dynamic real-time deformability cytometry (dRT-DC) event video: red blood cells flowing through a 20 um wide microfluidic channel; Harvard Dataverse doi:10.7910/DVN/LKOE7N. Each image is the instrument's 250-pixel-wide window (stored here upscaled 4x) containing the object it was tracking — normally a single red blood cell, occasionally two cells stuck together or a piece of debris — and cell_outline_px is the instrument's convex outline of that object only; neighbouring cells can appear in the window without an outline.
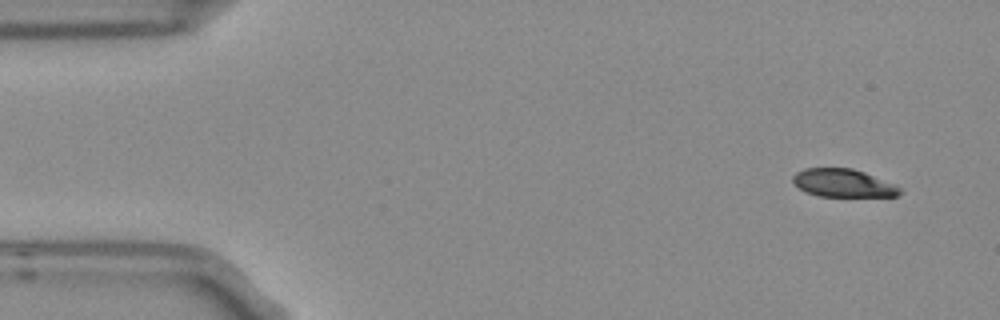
{"species": "Egyptian fruit bat (a non-hibernating species)", "species_latin": "Rousettus aegyptiacus", "temperature_condition": "room temperature", "stored_images_in_passage": 5, "segment_of_instrument_passage": [1, 2], "camera_frame_rate_fps": 3000, "um_per_image_px": 0.085, "frame": {"image": 1, "passage_image": 1, "time_ms": 0.0, "image_size_px": [1000, 320], "cell_outline_px": [[900, 192], [896, 196], [816, 196], [804, 192], [792, 180], [792, 176], [796, 172], [804, 168], [852, 168], [864, 172], [892, 184], [900, 188]], "centroid_in_image_um": [71.59, 15.56], "position_along_channel_um": 13.4, "area_um2": 17.22}}
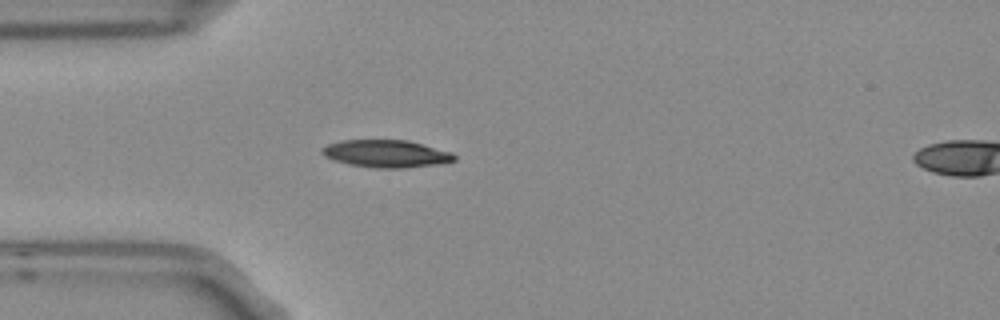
{"frame": {"image": 2, "passage_image": 4, "time_ms": 1.0, "image_size_px": [1000, 320], "cell_outline_px": [[456, 160], [444, 164], [404, 168], [372, 168], [348, 164], [324, 156], [320, 152], [320, 148], [328, 144], [340, 140], [408, 140], [452, 152], [456, 156]], "centroid_in_image_um": [32.85, 13.07], "position_along_channel_um": 52.2, "area_um2": 21.44}}